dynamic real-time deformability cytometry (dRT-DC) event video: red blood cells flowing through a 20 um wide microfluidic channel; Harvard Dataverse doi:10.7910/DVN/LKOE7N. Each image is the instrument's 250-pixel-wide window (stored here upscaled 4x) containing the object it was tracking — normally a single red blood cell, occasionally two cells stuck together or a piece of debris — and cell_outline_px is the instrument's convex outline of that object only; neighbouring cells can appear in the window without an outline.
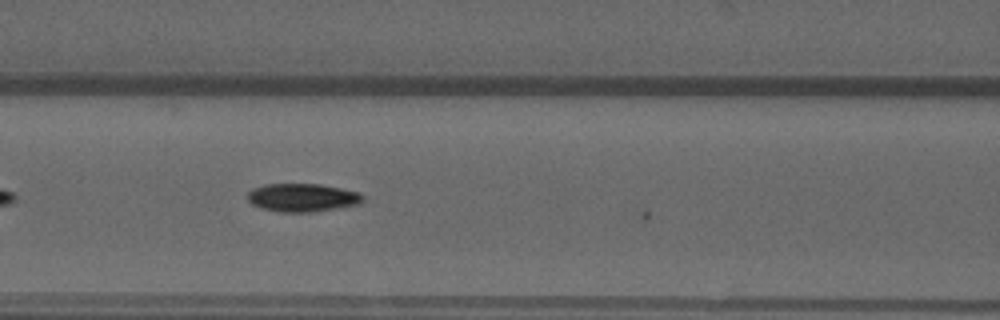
{"species": "common noctule bat (a hibernating species)", "species_latin": "Nyctalus noctula", "temperature_condition": "warm", "stored_images_in_passage": 6, "camera_frame_rate_fps": 3000, "um_per_image_px": 0.085, "animal": {"sex": "male", "forearm_length_mm": 52.5}, "frame": {"image": 1, "passage_image": 5, "time_ms": 1.333, "image_size_px": [1000, 320], "cell_outline_px": [[364, 200], [360, 204], [312, 212], [280, 212], [260, 208], [252, 204], [248, 200], [248, 192], [252, 188], [264, 184], [320, 184], [360, 192], [364, 196]], "centroid_in_image_um": [25.7, 16.79], "position_along_channel_um": 140.9, "area_um2": 19.07}}